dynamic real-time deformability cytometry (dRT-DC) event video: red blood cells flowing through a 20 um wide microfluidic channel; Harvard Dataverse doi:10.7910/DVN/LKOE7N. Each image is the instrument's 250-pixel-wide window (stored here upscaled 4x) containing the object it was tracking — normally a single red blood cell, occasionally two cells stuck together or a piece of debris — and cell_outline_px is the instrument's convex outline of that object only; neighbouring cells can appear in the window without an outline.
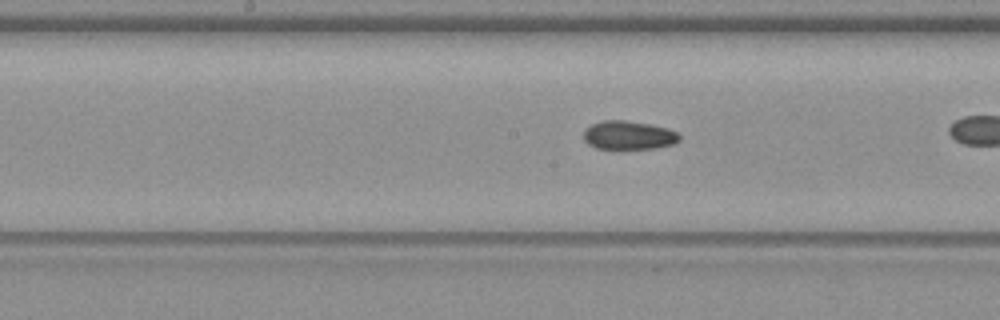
{"species": "common noctule bat (a hibernating species)", "species_latin": "Nyctalus noctula", "temperature_condition": "warm", "stored_images_in_passage": 27, "camera_frame_rate_fps": 3000, "um_per_image_px": 0.085, "animal": {"sex": "female", "body_mass_g": 19.3, "forearm_length_mm": 54.1}, "frame": {"image": 1, "passage_image": 12, "time_ms": 3.667, "image_size_px": [1000, 320], "cell_outline_px": [[680, 140], [672, 144], [656, 148], [596, 148], [588, 144], [584, 140], [584, 132], [592, 124], [604, 120], [624, 120], [648, 124], [668, 128], [676, 132], [680, 136]], "centroid_in_image_um": [53.44, 11.49], "position_along_channel_um": 194.8, "area_um2": 15.72}}